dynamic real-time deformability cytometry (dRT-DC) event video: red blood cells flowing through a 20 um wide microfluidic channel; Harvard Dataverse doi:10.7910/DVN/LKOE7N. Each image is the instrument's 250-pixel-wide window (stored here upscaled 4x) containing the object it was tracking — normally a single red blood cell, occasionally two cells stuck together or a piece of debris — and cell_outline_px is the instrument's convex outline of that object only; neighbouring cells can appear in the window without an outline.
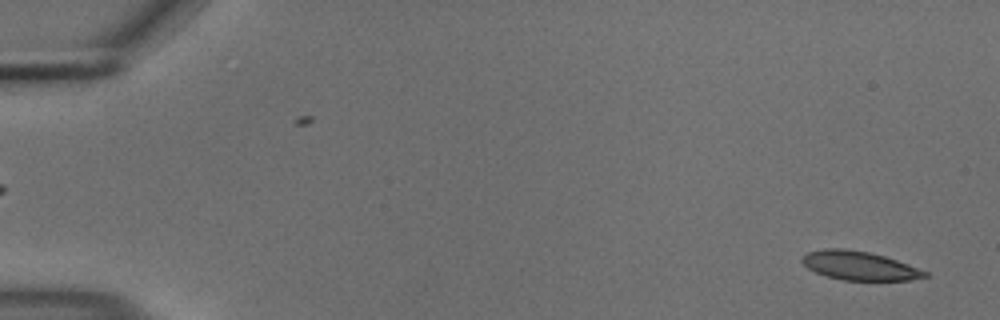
{"species": "common noctule bat (a hibernating species)", "species_latin": "Nyctalus noctula", "temperature_condition": "cold", "stored_images_in_passage": 9, "camera_frame_rate_fps": 3000, "um_per_image_px": 0.085, "animal": {"sex": "male", "body_mass_g": 18.8}, "frame": {"image": 1, "passage_image": 2, "time_ms": 0.333, "image_size_px": [1000, 320], "cell_outline_px": [[928, 276], [908, 280], [844, 280], [828, 276], [816, 272], [808, 268], [800, 260], [800, 256], [808, 252], [824, 248], [848, 248], [868, 252], [884, 256], [908, 264], [928, 272]], "centroid_in_image_um": [73.01, 22.57], "position_along_channel_um": 12.0, "area_um2": 20.52}}